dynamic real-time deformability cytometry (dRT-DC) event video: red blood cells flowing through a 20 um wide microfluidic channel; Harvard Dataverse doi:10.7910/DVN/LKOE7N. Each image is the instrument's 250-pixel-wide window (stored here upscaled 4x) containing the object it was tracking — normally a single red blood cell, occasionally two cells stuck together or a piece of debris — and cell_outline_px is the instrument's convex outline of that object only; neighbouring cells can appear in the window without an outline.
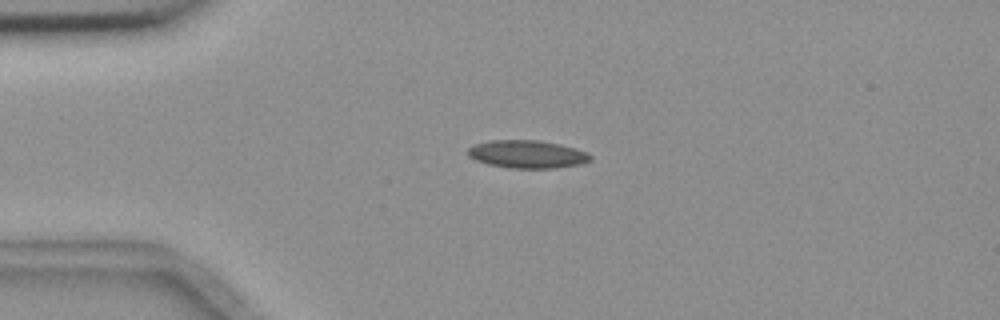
{"species": "common noctule bat (a hibernating species)", "species_latin": "Nyctalus noctula", "temperature_condition": "room temperature", "stored_images_in_passage": 5, "camera_frame_rate_fps": 3000, "um_per_image_px": 0.085, "animal": {"sex": "female", "body_mass_g": 18.4}, "frame": {"image": 1, "passage_image": 3, "time_ms": 2.333, "image_size_px": [1000, 320], "cell_outline_px": [[592, 160], [580, 164], [552, 168], [508, 168], [488, 164], [476, 160], [468, 156], [468, 148], [476, 144], [488, 140], [536, 140], [560, 144], [576, 148], [588, 152], [592, 156]], "centroid_in_image_um": [44.83, 13.1], "position_along_channel_um": 40.2, "area_um2": 19.94}}